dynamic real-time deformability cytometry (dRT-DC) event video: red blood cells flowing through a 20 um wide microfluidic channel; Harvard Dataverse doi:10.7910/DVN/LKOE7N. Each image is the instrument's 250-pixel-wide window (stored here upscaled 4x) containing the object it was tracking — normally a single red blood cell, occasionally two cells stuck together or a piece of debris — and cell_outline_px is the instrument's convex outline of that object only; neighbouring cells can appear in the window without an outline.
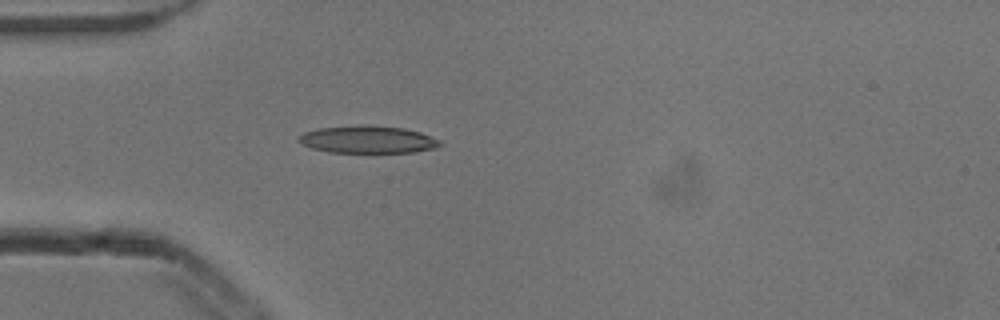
{"species": "common noctule bat (a hibernating species)", "species_latin": "Nyctalus noctula", "temperature_condition": "cold", "stored_images_in_passage": 4, "camera_frame_rate_fps": 3000, "um_per_image_px": 0.085, "animal": {"sex": "male", "body_mass_g": 13.3}, "frame": {"image": 1, "passage_image": 4, "time_ms": 1.0, "image_size_px": [1000, 320], "cell_outline_px": [[444, 144], [436, 148], [412, 152], [328, 152], [312, 148], [300, 144], [296, 140], [304, 132], [316, 128], [404, 128], [420, 132], [440, 140]], "centroid_in_image_um": [31.27, 11.91], "position_along_channel_um": 53.7, "area_um2": 21.5}}